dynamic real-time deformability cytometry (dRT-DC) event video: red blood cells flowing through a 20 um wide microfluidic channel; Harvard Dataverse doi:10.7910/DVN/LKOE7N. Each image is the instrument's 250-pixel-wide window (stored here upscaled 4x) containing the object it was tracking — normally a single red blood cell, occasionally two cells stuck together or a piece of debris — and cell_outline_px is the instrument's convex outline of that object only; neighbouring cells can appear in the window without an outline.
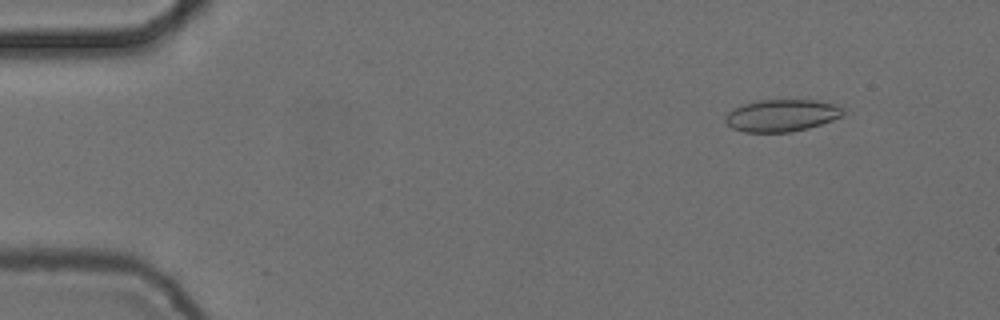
{"species": "common noctule bat (a hibernating species)", "species_latin": "Nyctalus noctula", "temperature_condition": "cold", "stored_images_in_passage": 21, "camera_frame_rate_fps": 3000, "um_per_image_px": 0.085, "animal": {"sex": "female", "body_mass_g": 24.6, "forearm_length_mm": 56.2}, "frame": {"image": 1, "passage_image": 4, "time_ms": 1.0, "image_size_px": [1000, 320], "cell_outline_px": [[844, 116], [808, 128], [792, 132], [744, 132], [732, 128], [724, 120], [724, 116], [728, 112], [744, 104], [760, 100], [816, 100], [836, 104], [844, 108]], "centroid_in_image_um": [66.47, 9.81], "position_along_channel_um": 18.5, "area_um2": 22.08}}
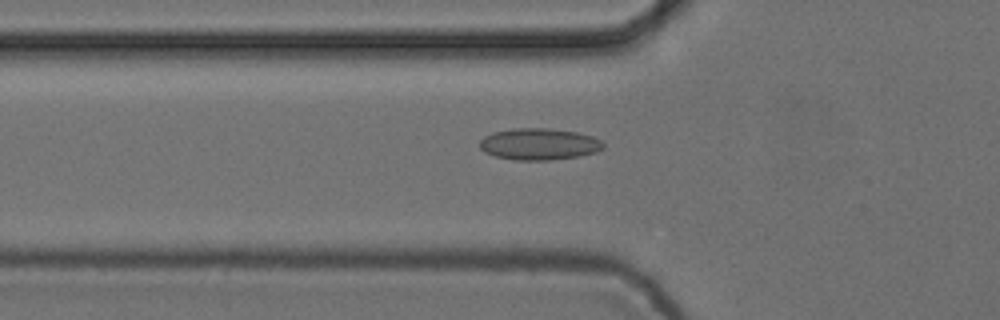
{"frame": {"image": 2, "passage_image": 17, "time_ms": 5.333, "image_size_px": [1000, 320], "cell_outline_px": [[604, 148], [596, 152], [580, 156], [548, 160], [516, 160], [496, 156], [484, 152], [480, 148], [480, 140], [484, 136], [492, 132], [512, 128], [548, 128], [576, 132], [592, 136], [600, 140], [604, 144]], "centroid_in_image_um": [45.81, 12.24], "position_along_channel_um": 80.0, "area_um2": 22.83}}
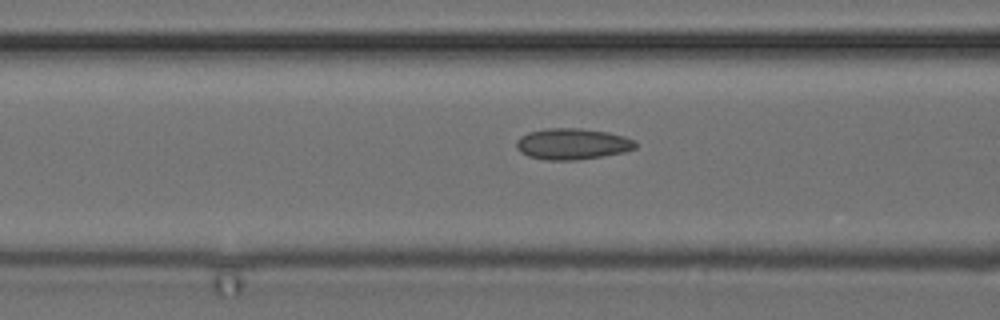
{"frame": {"image": 3, "passage_image": 20, "time_ms": 6.333, "image_size_px": [1000, 320], "cell_outline_px": [[636, 148], [624, 152], [604, 156], [576, 160], [544, 160], [528, 156], [520, 152], [516, 148], [516, 140], [520, 136], [528, 132], [544, 128], [580, 128], [608, 132], [624, 136], [636, 140]], "centroid_in_image_um": [48.64, 12.23], "position_along_channel_um": 118.0, "area_um2": 21.91}}